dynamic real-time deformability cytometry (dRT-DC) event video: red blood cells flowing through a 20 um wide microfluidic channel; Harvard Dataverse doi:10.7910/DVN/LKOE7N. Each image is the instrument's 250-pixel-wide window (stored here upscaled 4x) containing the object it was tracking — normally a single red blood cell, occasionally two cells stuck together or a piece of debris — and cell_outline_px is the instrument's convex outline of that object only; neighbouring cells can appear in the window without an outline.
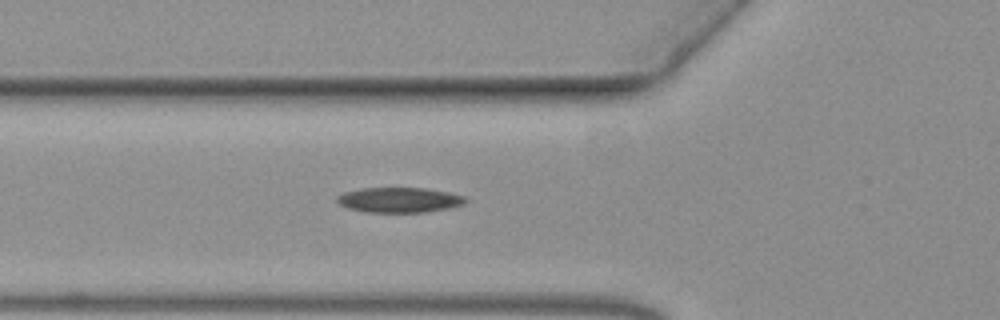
{"species": "common noctule bat (a hibernating species)", "species_latin": "Nyctalus noctula", "temperature_condition": "warm", "stored_images_in_passage": 42, "camera_frame_rate_fps": 3000, "um_per_image_px": 0.085, "animal": {"sex": "female", "body_mass_g": 19.3, "forearm_length_mm": 54.1}, "frame": {"image": 1, "passage_image": 8, "time_ms": 2.333, "image_size_px": [1000, 320], "cell_outline_px": [[468, 200], [464, 204], [448, 208], [424, 212], [364, 212], [348, 208], [340, 204], [336, 200], [336, 196], [344, 192], [360, 188], [424, 188], [448, 192], [464, 196]], "centroid_in_image_um": [33.92, 16.99], "position_along_channel_um": 91.9, "area_um2": 18.79}}
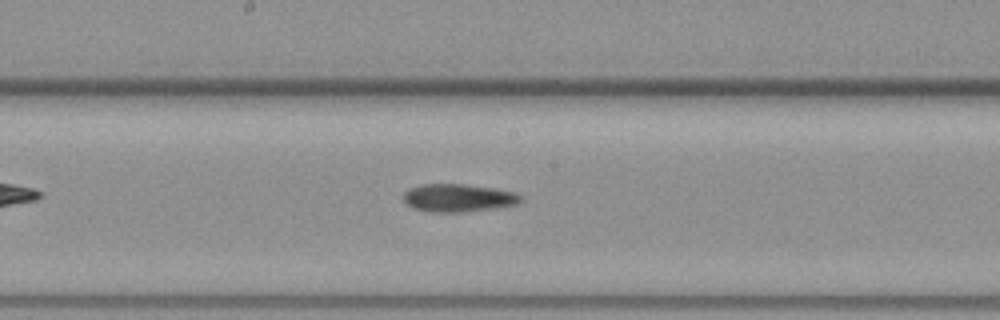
{"frame": {"image": 2, "passage_image": 18, "time_ms": 5.667, "image_size_px": [1000, 320], "cell_outline_px": [[524, 200], [520, 204], [496, 208], [464, 212], [432, 212], [412, 208], [404, 200], [404, 192], [408, 188], [420, 184], [464, 184], [496, 188], [516, 192]], "centroid_in_image_um": [38.99, 16.82], "position_along_channel_um": 209.2, "area_um2": 19.36}}
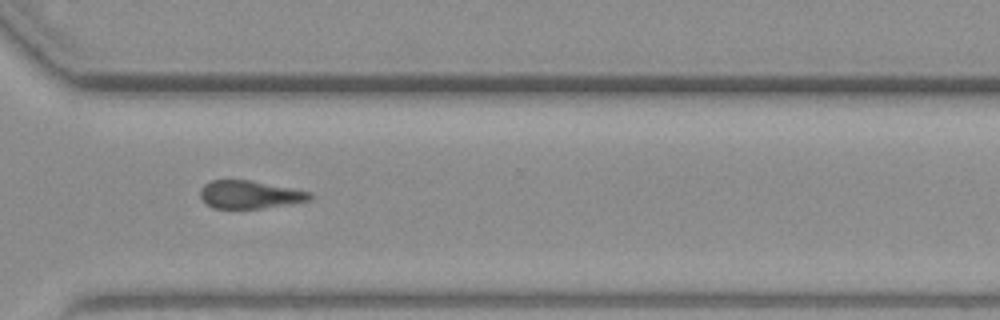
{"frame": {"image": 3, "passage_image": 30, "time_ms": 9.667, "image_size_px": [1000, 320], "cell_outline_px": [[312, 196], [308, 200], [260, 208], [212, 208], [200, 196], [200, 188], [204, 184], [212, 180], [252, 180], [312, 192]], "centroid_in_image_um": [21.19, 16.52], "position_along_channel_um": 349.4, "area_um2": 17.57}}